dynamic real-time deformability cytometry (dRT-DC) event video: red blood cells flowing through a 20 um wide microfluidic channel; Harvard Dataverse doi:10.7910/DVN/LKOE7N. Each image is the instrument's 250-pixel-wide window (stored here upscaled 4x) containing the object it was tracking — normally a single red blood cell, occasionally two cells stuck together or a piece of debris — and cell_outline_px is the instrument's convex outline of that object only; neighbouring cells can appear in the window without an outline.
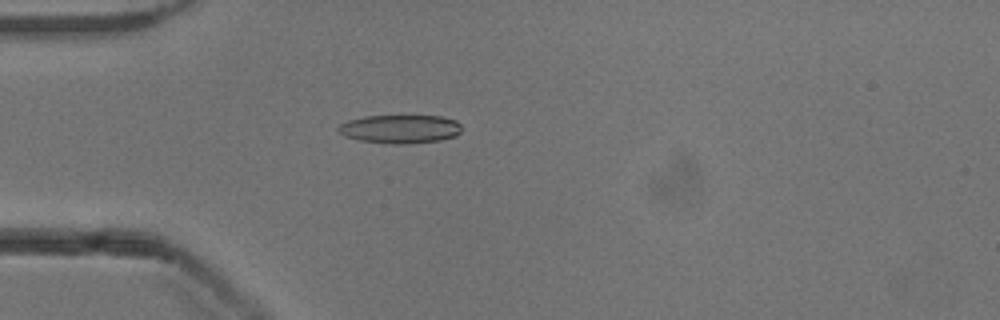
{"species": "common noctule bat (a hibernating species)", "species_latin": "Nyctalus noctula", "temperature_condition": "cold", "stored_images_in_passage": 52, "camera_frame_rate_fps": 3000, "um_per_image_px": 0.085, "animal": {"sex": "male", "body_mass_g": 13.3}, "frame": {"image": 1, "passage_image": 14, "time_ms": 4.333, "image_size_px": [1000, 320], "cell_outline_px": [[464, 128], [456, 136], [440, 140], [400, 144], [392, 144], [360, 140], [344, 136], [336, 128], [340, 124], [348, 120], [364, 116], [440, 116], [456, 120]], "centroid_in_image_um": [34.03, 10.96], "position_along_channel_um": 51.0, "area_um2": 20.52}}
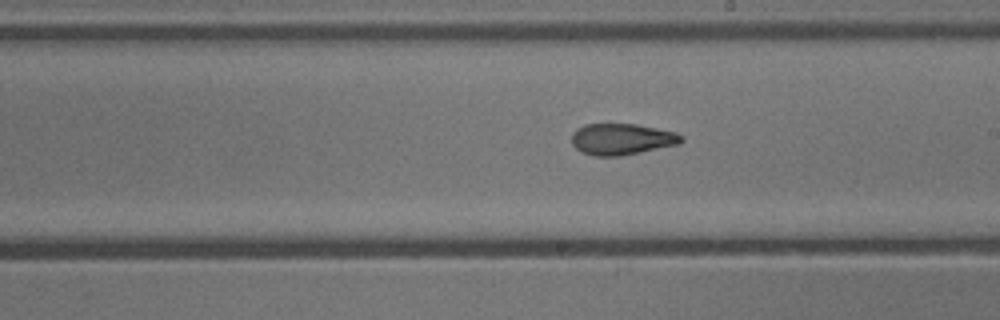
{"frame": {"image": 2, "passage_image": 29, "time_ms": 9.333, "image_size_px": [1000, 320], "cell_outline_px": [[684, 140], [680, 144], [620, 156], [592, 156], [580, 152], [572, 144], [572, 132], [576, 128], [584, 124], [636, 124], [676, 132]], "centroid_in_image_um": [52.81, 11.83], "position_along_channel_um": 236.2, "area_um2": 20.11}}
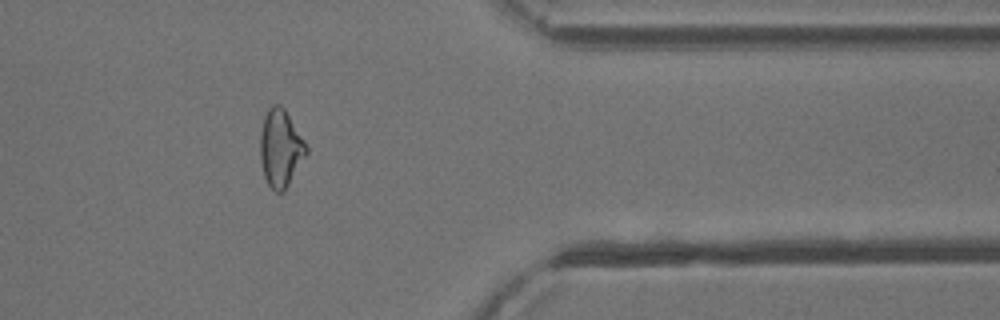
{"frame": {"image": 3, "passage_image": 42, "time_ms": 13.667, "image_size_px": [1000, 320], "cell_outline_px": [[308, 152], [284, 192], [276, 192], [268, 184], [264, 176], [260, 160], [260, 136], [264, 116], [268, 108], [272, 104], [280, 104], [284, 108], [304, 140], [308, 148]], "centroid_in_image_um": [23.84, 12.59], "position_along_channel_um": 387.6, "area_um2": 20.75}, "authors_computed_cell_mechanics": {"area_um2": 20.1144, "velocity_mm_per_s": 3.8975, "shape_relaxation_time_tau1_ms": 8.1173, "shape_relaxation_time_tau2_ms": 2.6332, "deformation_change_tau1": 0.1953, "deformation_change_tau2": 0.0987}}